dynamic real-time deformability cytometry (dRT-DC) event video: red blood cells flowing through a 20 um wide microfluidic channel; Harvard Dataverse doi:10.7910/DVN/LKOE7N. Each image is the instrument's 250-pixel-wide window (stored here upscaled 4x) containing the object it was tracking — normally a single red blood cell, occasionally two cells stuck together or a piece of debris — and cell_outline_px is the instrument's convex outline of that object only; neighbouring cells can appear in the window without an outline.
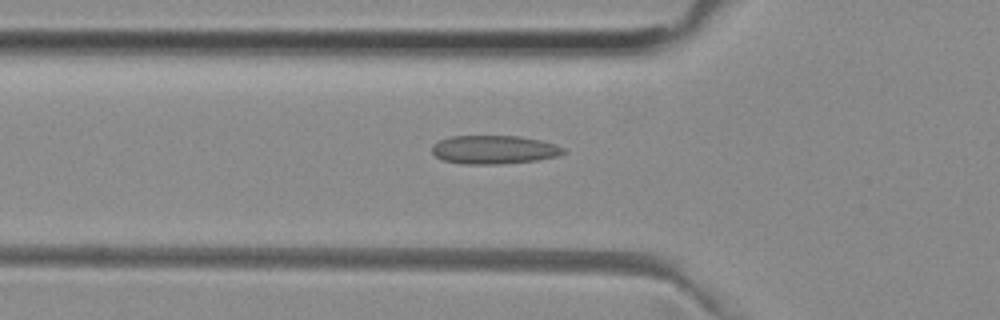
{"species": "common noctule bat (a hibernating species)", "species_latin": "Nyctalus noctula", "temperature_condition": "room temperature", "stored_images_in_passage": 37, "camera_frame_rate_fps": 3000, "um_per_image_px": 0.085, "animal": {"sex": "female", "body_mass_g": 29.2, "forearm_length_mm": 56.3}, "frame": {"image": 1, "passage_image": 9, "time_ms": 2.667, "image_size_px": [1000, 320], "cell_outline_px": [[568, 152], [556, 156], [536, 160], [500, 164], [464, 164], [444, 160], [436, 156], [432, 152], [432, 144], [440, 140], [452, 136], [520, 136], [540, 140], [564, 148]], "centroid_in_image_um": [41.98, 12.72], "position_along_channel_um": 83.8, "area_um2": 21.73}}
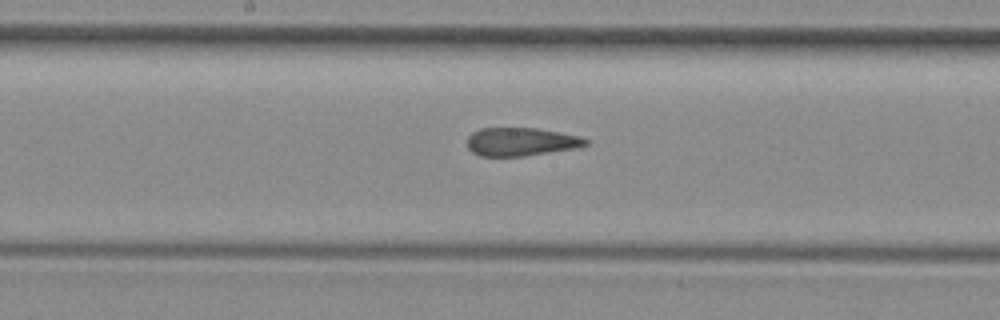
{"frame": {"image": 2, "passage_image": 18, "time_ms": 5.667, "image_size_px": [1000, 320], "cell_outline_px": [[588, 144], [580, 148], [524, 156], [480, 156], [472, 152], [468, 148], [468, 136], [472, 132], [480, 128], [536, 128], [580, 136], [588, 140]], "centroid_in_image_um": [44.3, 12.05], "position_along_channel_um": 203.9, "area_um2": 19.65}}
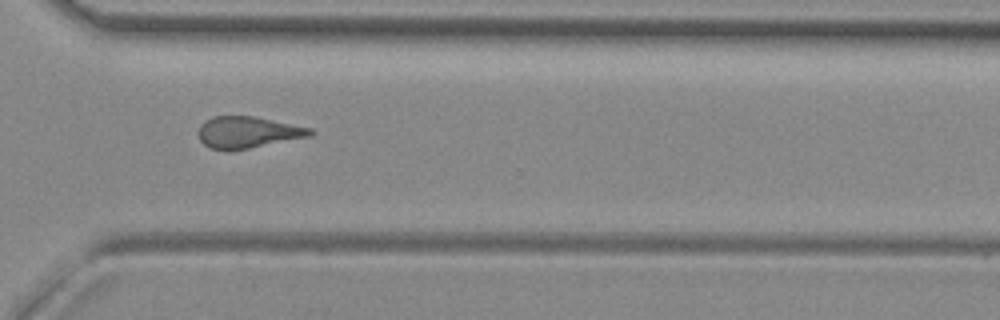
{"frame": {"image": 3, "passage_image": 29, "time_ms": 9.333, "image_size_px": [1000, 320], "cell_outline_px": [[316, 132], [312, 136], [248, 148], [208, 148], [200, 140], [196, 132], [200, 124], [216, 116], [256, 116], [312, 128]], "centroid_in_image_um": [21.1, 11.22], "position_along_channel_um": 349.5, "area_um2": 20.35}, "authors_computed_cell_mechanics": {"area_um2": 20.8658, "velocity_mm_per_s": 3.9822, "shape_relaxation_time_tau1_ms": null, "shape_relaxation_time_tau2_ms": 1.7846, "deformation_change_tau1": null, "deformation_change_tau2": 0.1109}}